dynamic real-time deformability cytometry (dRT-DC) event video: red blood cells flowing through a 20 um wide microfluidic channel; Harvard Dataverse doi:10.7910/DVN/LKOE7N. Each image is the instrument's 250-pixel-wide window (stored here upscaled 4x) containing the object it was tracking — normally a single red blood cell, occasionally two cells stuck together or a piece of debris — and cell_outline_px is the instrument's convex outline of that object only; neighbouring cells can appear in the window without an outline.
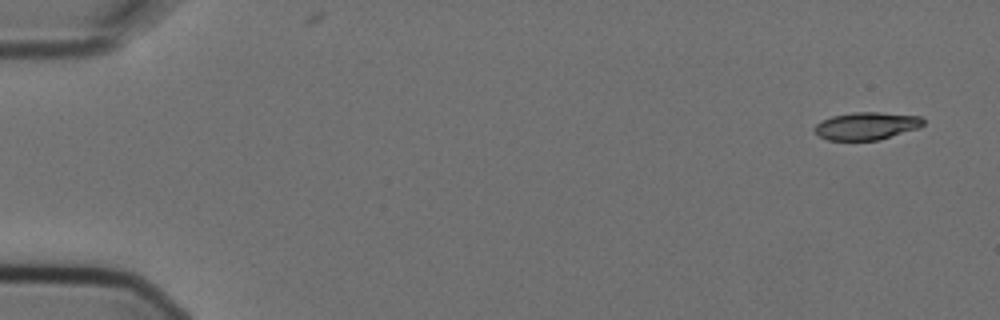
{"species": "Egyptian fruit bat (a non-hibernating species)", "species_latin": "Rousettus aegyptiacus", "temperature_condition": "cold", "stored_images_in_passage": 6, "camera_frame_rate_fps": 3000, "um_per_image_px": 0.085, "animal": {"sex": "female"}, "frame": {"image": 1, "passage_image": 1, "time_ms": 0.0, "image_size_px": [1000, 320], "cell_outline_px": [[924, 124], [920, 128], [880, 140], [828, 140], [820, 136], [812, 128], [816, 124], [832, 116], [852, 112], [880, 112], [920, 116], [924, 120]], "centroid_in_image_um": [73.69, 10.7], "position_along_channel_um": 11.3, "area_um2": 17.57}}